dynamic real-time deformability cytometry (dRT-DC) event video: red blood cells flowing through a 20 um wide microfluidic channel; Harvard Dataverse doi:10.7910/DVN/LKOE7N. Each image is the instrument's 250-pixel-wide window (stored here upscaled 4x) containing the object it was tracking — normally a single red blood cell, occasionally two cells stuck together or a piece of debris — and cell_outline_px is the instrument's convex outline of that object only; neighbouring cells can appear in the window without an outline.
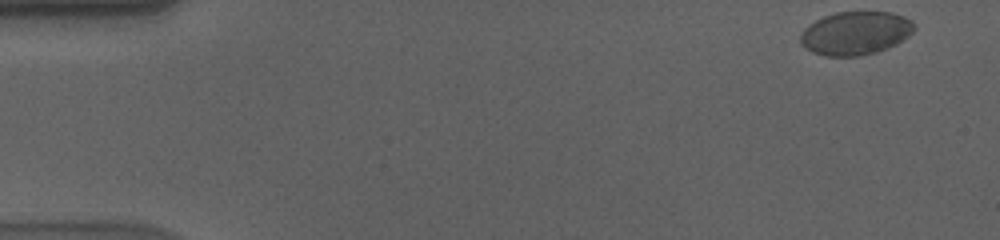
{"species": "human", "species_latin": "Homo sapiens", "temperature_condition": "cold", "stored_images_in_passage": 56, "camera_frame_rate_fps": 3000, "um_per_image_px": 0.085, "donor": {"sex": "male"}, "frame": {"image": 1, "passage_image": 1, "time_ms": 0.0, "image_size_px": [1000, 240], "cell_outline_px": [[916, 28], [908, 36], [896, 44], [876, 52], [860, 56], [824, 56], [812, 52], [804, 48], [800, 44], [800, 36], [804, 28], [808, 24], [824, 16], [836, 12], [892, 12], [904, 16], [912, 20], [916, 24]], "centroid_in_image_um": [72.71, 2.82], "position_along_channel_um": 12.3, "area_um2": 29.02}}
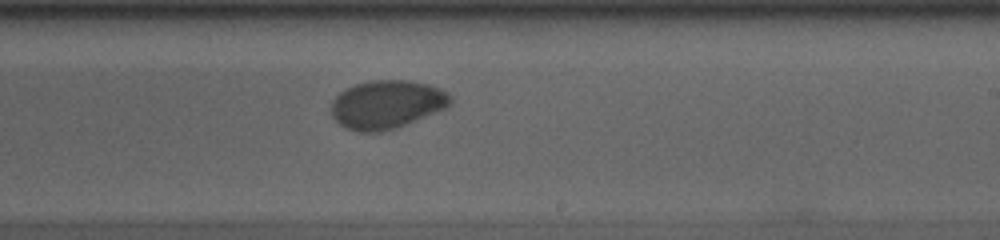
{"frame": {"image": 2, "passage_image": 33, "time_ms": 10.667, "image_size_px": [1000, 240], "cell_outline_px": [[452, 104], [444, 108], [396, 128], [380, 132], [356, 132], [344, 128], [332, 116], [332, 100], [344, 88], [356, 84], [372, 80], [408, 80], [428, 84], [440, 88], [448, 92], [452, 96]], "centroid_in_image_um": [32.86, 8.87], "position_along_channel_um": 256.1, "area_um2": 33.7}}
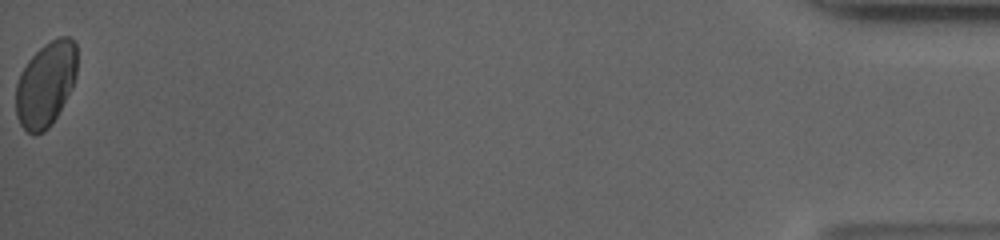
{"frame": {"image": 3, "passage_image": 56, "time_ms": 18.333, "image_size_px": [1000, 240], "cell_outline_px": [[76, 76], [72, 88], [52, 124], [44, 132], [36, 136], [32, 136], [20, 124], [16, 116], [16, 84], [20, 72], [28, 60], [44, 44], [60, 36], [68, 36], [76, 40]], "centroid_in_image_um": [3.88, 7.17], "position_along_channel_um": 431.3, "area_um2": 30.52}, "authors_computed_cell_mechanics": {"area_um2": 32.2235, "velocity_mm_per_s": 3.5568, "shape_relaxation_time_tau1_ms": 3.4007, "shape_relaxation_time_tau2_ms": 2.1599, "deformation_change_tau1": 0.0981, "deformation_change_tau2": 0.0374}}